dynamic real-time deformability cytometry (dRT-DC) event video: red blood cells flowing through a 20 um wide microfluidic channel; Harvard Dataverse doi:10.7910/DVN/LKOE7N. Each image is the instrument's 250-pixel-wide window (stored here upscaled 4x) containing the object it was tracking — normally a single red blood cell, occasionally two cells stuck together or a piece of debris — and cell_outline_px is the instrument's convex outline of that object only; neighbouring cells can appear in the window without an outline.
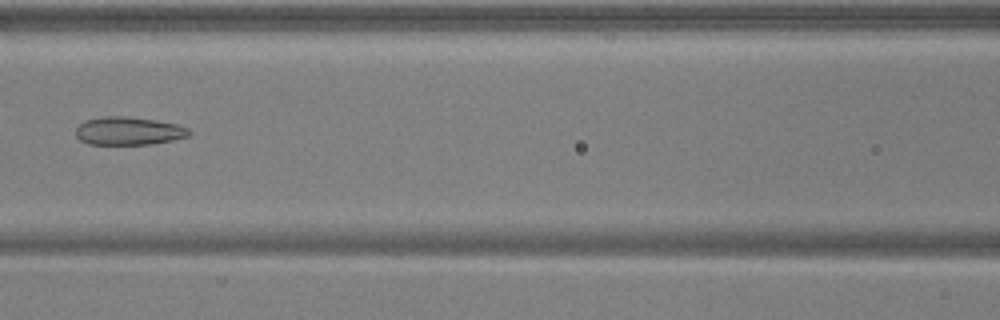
{"species": "common noctule bat (a hibernating species)", "species_latin": "Nyctalus noctula", "temperature_condition": "warm", "stored_images_in_passage": 7, "camera_frame_rate_fps": 3000, "um_per_image_px": 0.085, "animal": {"sex": "male", "body_mass_g": 17.9, "forearm_length_mm": 54.2}, "frame": {"image": 1, "passage_image": 7, "time_ms": 2.0, "image_size_px": [1000, 320], "cell_outline_px": [[192, 132], [188, 136], [172, 140], [152, 144], [88, 144], [80, 140], [76, 136], [76, 128], [84, 120], [104, 116], [124, 116], [156, 120], [176, 124], [188, 128]], "centroid_in_image_um": [10.92, 11.13], "position_along_channel_um": 155.7, "area_um2": 18.55}}